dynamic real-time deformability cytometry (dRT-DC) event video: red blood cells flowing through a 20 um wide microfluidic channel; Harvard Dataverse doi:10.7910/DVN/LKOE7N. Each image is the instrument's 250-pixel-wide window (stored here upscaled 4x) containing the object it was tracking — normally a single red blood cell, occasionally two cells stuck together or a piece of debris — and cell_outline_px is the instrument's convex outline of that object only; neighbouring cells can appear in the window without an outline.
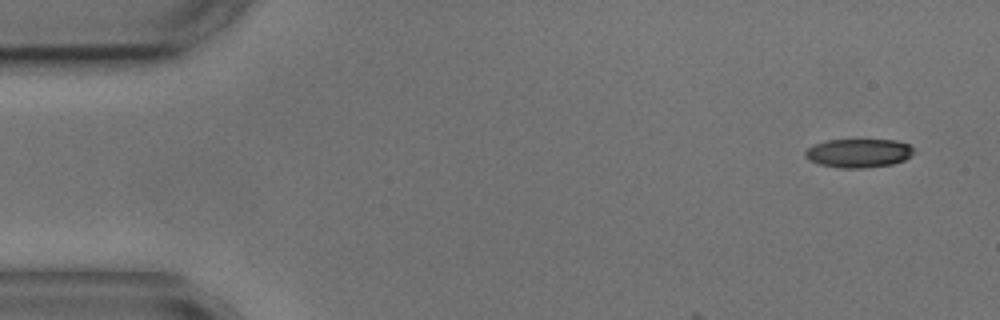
{"species": "common noctule bat (a hibernating species)", "species_latin": "Nyctalus noctula", "temperature_condition": "cold", "stored_images_in_passage": 5, "camera_frame_rate_fps": 3000, "um_per_image_px": 0.085, "animal": {"sex": "male", "body_mass_g": 17.9, "forearm_length_mm": 54.2}, "frame": {"image": 1, "passage_image": 1, "time_ms": 0.0, "image_size_px": [1000, 320], "cell_outline_px": [[912, 152], [904, 160], [892, 164], [864, 168], [840, 168], [820, 164], [808, 160], [804, 156], [804, 152], [808, 148], [816, 144], [828, 140], [896, 140], [908, 144], [912, 148]], "centroid_in_image_um": [72.94, 13.02], "position_along_channel_um": 12.1, "area_um2": 17.98}}